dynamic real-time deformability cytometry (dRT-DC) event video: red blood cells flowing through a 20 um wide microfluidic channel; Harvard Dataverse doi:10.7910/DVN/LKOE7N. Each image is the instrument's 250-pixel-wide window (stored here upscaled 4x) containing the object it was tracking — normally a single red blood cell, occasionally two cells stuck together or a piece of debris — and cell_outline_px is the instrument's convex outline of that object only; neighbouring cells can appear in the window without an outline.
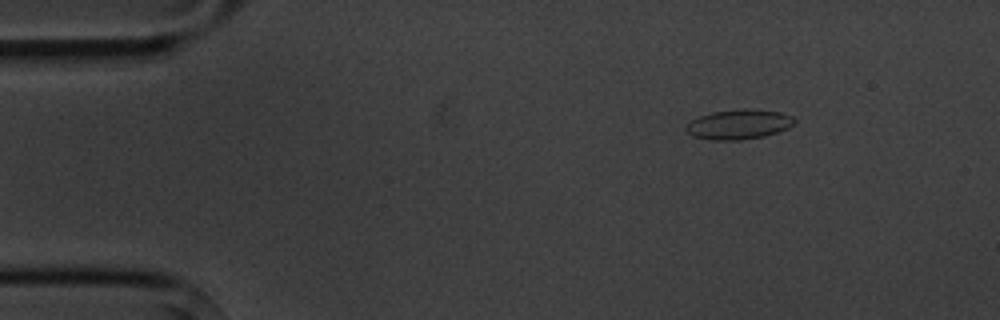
{"species": "common noctule bat (a hibernating species)", "species_latin": "Nyctalus noctula", "temperature_condition": "cold", "stored_images_in_passage": 3, "camera_frame_rate_fps": 3000, "um_per_image_px": 0.085, "animal": {"sex": "male", "body_mass_g": 20.1, "forearm_length_mm": 53.5}, "frame": {"image": 1, "passage_image": 1, "time_ms": 0.0, "image_size_px": [1000, 320], "cell_outline_px": [[796, 120], [788, 128], [764, 136], [740, 140], [712, 140], [692, 136], [684, 128], [692, 120], [700, 116], [712, 112], [744, 108], [780, 112], [792, 116]], "centroid_in_image_um": [62.79, 10.57], "position_along_channel_um": 22.2, "area_um2": 18.67}}